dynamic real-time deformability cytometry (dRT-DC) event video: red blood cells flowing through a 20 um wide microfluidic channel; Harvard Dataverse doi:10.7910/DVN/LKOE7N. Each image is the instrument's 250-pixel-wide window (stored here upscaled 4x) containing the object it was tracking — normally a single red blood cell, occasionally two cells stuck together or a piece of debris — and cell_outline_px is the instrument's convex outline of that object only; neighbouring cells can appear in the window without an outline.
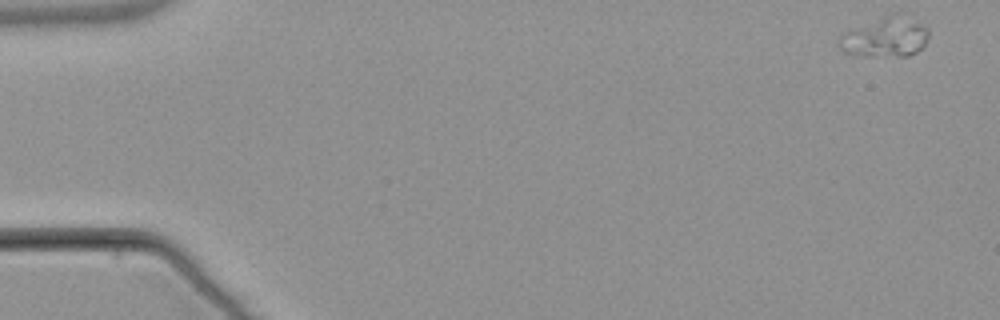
{"species": "common noctule bat (a hibernating species)", "species_latin": "Nyctalus noctula", "temperature_condition": "warm", "stored_images_in_passage": 53, "camera_frame_rate_fps": 3000, "um_per_image_px": 0.085, "animal": {"sex": "male", "body_mass_g": 21.5, "forearm_length_mm": 52.0}, "frame": {"image": 1, "passage_image": 1, "time_ms": 0.0, "image_size_px": [1000, 320], "cell_outline_px": [[928, 40], [916, 52], [908, 56], [900, 56], [844, 52], [840, 48], [840, 36], [844, 32], [892, 12], [900, 12], [928, 28]], "centroid_in_image_um": [75.31, 3.1], "position_along_channel_um": 9.7, "area_um2": 20.29}}
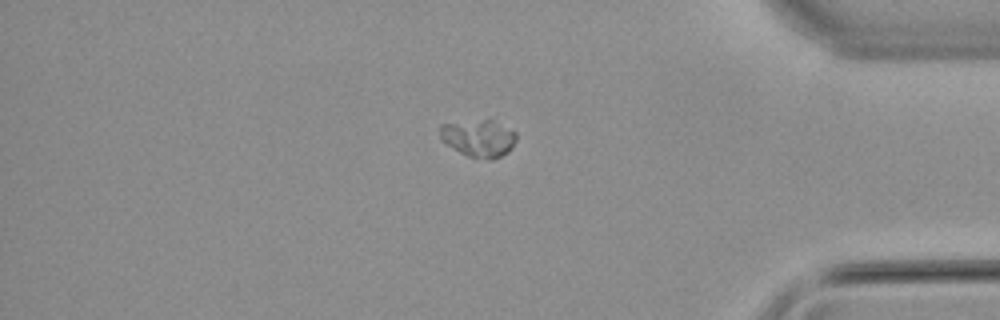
{"frame": {"image": 2, "passage_image": 45, "time_ms": 14.667, "image_size_px": [1000, 320], "cell_outline_px": [[516, 140], [508, 152], [492, 160], [488, 160], [468, 156], [460, 152], [440, 140], [440, 124], [484, 120], [492, 120], [516, 132]], "centroid_in_image_um": [40.68, 11.76], "position_along_channel_um": 394.5, "area_um2": 16.36}}
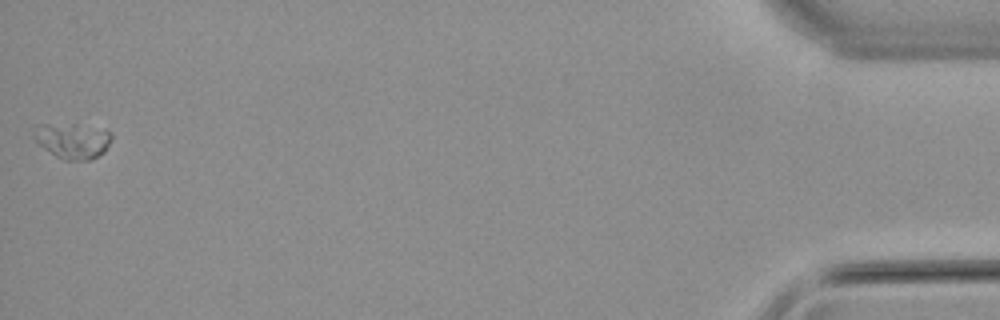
{"frame": {"image": 3, "passage_image": 53, "time_ms": 17.333, "image_size_px": [1000, 320], "cell_outline_px": [[112, 136], [104, 152], [88, 160], [64, 160], [56, 156], [44, 148], [36, 140], [36, 136], [40, 124], [76, 124], [112, 132]], "centroid_in_image_um": [6.22, 11.97], "position_along_channel_um": 429.0, "area_um2": 15.43}}